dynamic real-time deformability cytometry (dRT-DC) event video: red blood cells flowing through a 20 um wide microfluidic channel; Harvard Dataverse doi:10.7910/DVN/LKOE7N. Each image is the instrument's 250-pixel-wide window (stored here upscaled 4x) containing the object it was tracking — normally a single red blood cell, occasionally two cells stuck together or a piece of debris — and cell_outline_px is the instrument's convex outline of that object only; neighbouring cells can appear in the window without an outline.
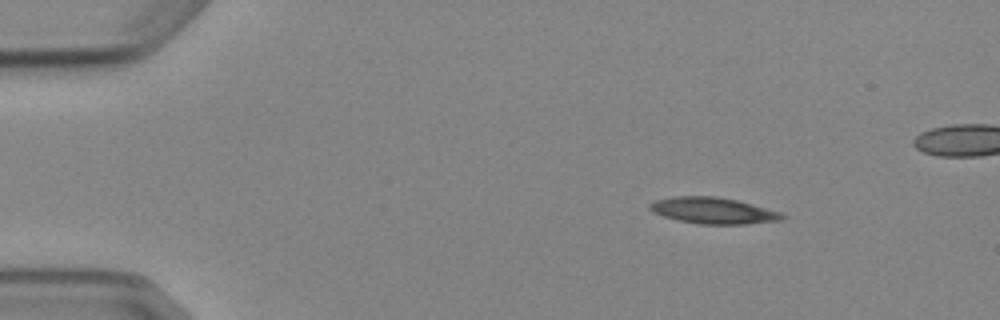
{"species": "Egyptian fruit bat (a non-hibernating species)", "species_latin": "Rousettus aegyptiacus", "temperature_condition": "cold", "stored_images_in_passage": 4, "camera_frame_rate_fps": 3000, "um_per_image_px": 0.085, "animal": {"sex": "female"}, "frame": {"image": 1, "passage_image": 1, "time_ms": 0.0, "image_size_px": [1000, 320], "cell_outline_px": [[788, 216], [784, 220], [744, 224], [700, 224], [680, 220], [664, 216], [652, 212], [648, 208], [648, 204], [656, 200], [676, 196], [716, 196], [736, 200], [752, 204], [780, 212]], "centroid_in_image_um": [60.64, 17.9], "position_along_channel_um": 24.4, "area_um2": 20.23}}